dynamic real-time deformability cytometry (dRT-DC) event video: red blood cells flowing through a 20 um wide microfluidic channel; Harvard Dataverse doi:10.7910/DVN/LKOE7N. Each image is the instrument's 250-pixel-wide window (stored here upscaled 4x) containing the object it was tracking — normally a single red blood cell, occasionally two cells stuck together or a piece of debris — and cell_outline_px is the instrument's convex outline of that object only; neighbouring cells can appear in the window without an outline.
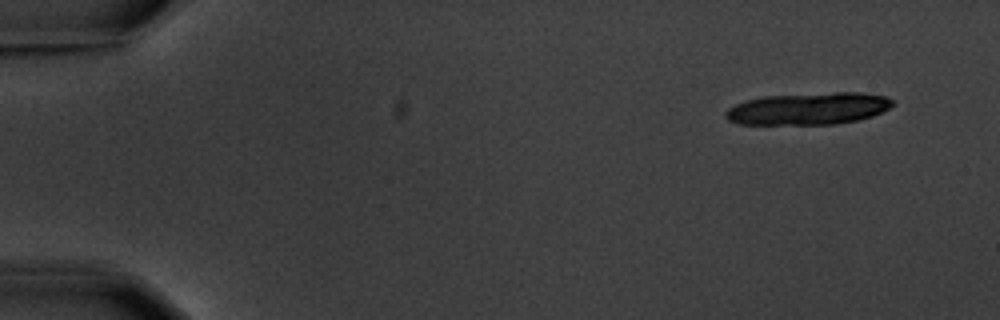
{"species": "common noctule bat (a hibernating species)", "species_latin": "Nyctalus noctula", "temperature_condition": "warm", "stored_images_in_passage": 6, "camera_frame_rate_fps": 3000, "um_per_image_px": 0.085, "animal": {"sex": "male", "body_mass_g": 20.1, "forearm_length_mm": 53.5}, "frame": {"image": 1, "passage_image": 1, "time_ms": 0.0, "image_size_px": [1000, 320], "cell_outline_px": [[896, 104], [872, 116], [856, 120], [836, 124], [736, 124], [728, 120], [724, 116], [724, 112], [728, 108], [736, 104], [748, 100], [764, 96], [836, 92], [856, 92], [884, 96], [892, 100]], "centroid_in_image_um": [68.69, 9.24], "position_along_channel_um": 16.3, "area_um2": 31.1}}